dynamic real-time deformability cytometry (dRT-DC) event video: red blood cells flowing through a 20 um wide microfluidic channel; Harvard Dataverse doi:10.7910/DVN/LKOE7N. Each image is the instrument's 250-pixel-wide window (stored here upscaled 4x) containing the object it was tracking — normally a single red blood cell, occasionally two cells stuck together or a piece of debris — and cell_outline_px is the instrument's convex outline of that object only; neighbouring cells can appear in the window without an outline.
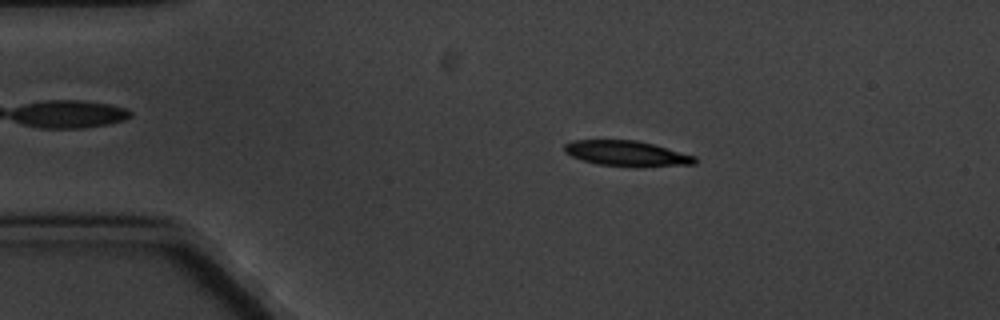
{"species": "common noctule bat (a hibernating species)", "species_latin": "Nyctalus noctula", "temperature_condition": "cold", "stored_images_in_passage": 6, "camera_frame_rate_fps": 3000, "um_per_image_px": 0.085, "animal": {"sex": "male", "body_mass_g": 20.1, "forearm_length_mm": 53.5}, "frame": {"image": 1, "passage_image": 3, "time_ms": 2.333, "image_size_px": [1000, 320], "cell_outline_px": [[696, 164], [636, 168], [596, 164], [572, 156], [564, 152], [564, 144], [572, 140], [636, 140], [652, 144], [696, 156]], "centroid_in_image_um": [53.28, 13.06], "position_along_channel_um": 31.7, "area_um2": 19.54}}
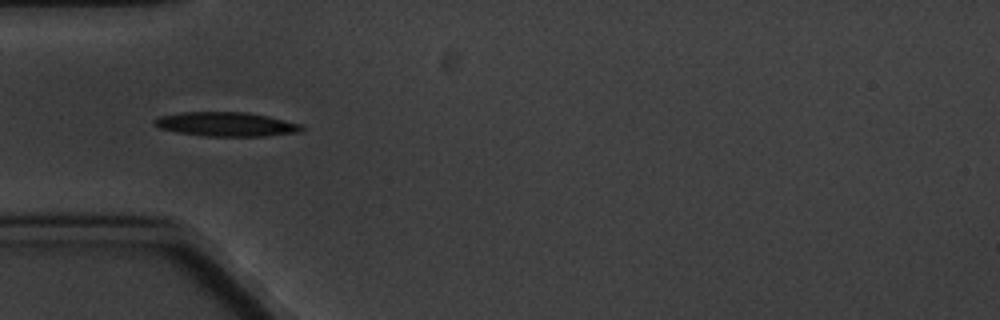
{"frame": {"image": 2, "passage_image": 5, "time_ms": 4.667, "image_size_px": [1000, 320], "cell_outline_px": [[304, 128], [300, 132], [264, 136], [204, 136], [180, 132], [160, 128], [152, 124], [152, 120], [160, 116], [184, 112], [248, 112], [268, 116], [300, 124]], "centroid_in_image_um": [19.22, 10.55], "position_along_channel_um": 65.8, "area_um2": 20.63}}